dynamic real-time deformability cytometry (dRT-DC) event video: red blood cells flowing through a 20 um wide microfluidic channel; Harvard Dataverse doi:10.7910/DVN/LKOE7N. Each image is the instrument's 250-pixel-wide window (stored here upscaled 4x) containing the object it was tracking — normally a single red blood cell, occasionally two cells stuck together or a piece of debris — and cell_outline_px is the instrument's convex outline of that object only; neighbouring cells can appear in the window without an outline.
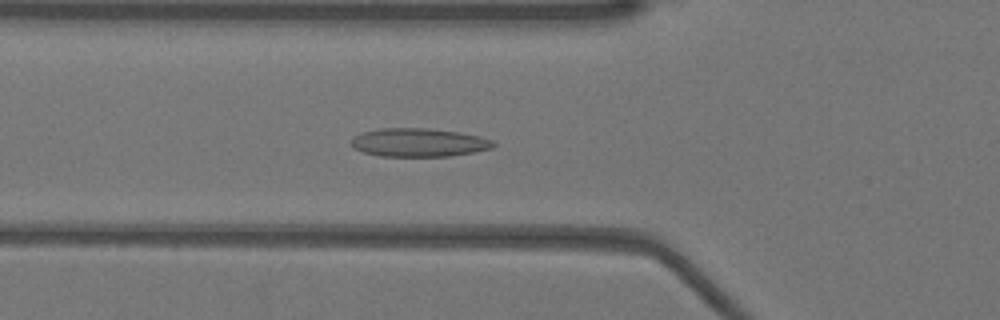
{"species": "Egyptian fruit bat (a non-hibernating species)", "species_latin": "Rousettus aegyptiacus", "temperature_condition": "warm", "stored_images_in_passage": 35, "camera_frame_rate_fps": 3000, "um_per_image_px": 0.085, "animal": {"sex": "female"}, "frame": {"image": 1, "passage_image": 17, "time_ms": 5.333, "image_size_px": [1000, 320], "cell_outline_px": [[496, 144], [492, 148], [472, 152], [448, 156], [380, 156], [364, 152], [352, 148], [352, 136], [360, 132], [376, 128], [428, 128], [456, 132], [480, 136], [492, 140]], "centroid_in_image_um": [35.54, 12.1], "position_along_channel_um": 90.3, "area_um2": 23.58}}
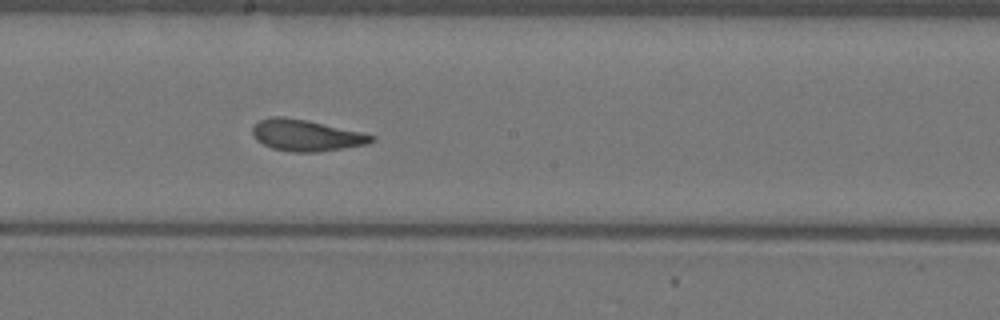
{"frame": {"image": 2, "passage_image": 27, "time_ms": 8.667, "image_size_px": [1000, 320], "cell_outline_px": [[376, 140], [368, 144], [316, 152], [292, 152], [272, 148], [256, 140], [252, 136], [252, 124], [260, 120], [272, 116], [284, 116], [308, 120], [360, 132], [376, 136]], "centroid_in_image_um": [25.99, 11.49], "position_along_channel_um": 222.2, "area_um2": 21.85}}
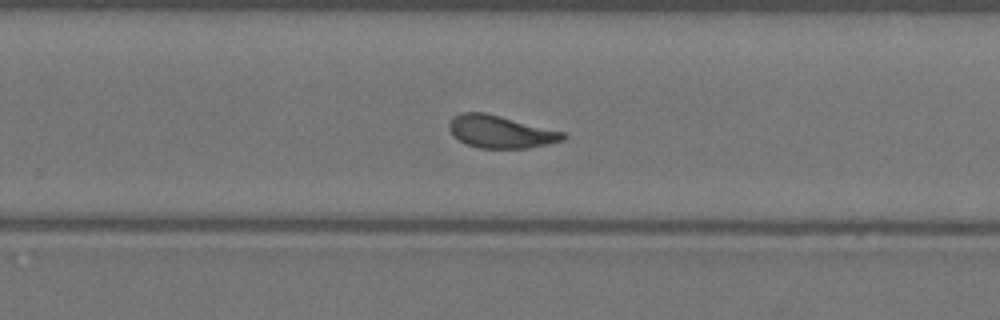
{"frame": {"image": 3, "passage_image": 32, "time_ms": 10.333, "image_size_px": [1000, 320], "cell_outline_px": [[568, 136], [564, 140], [548, 144], [528, 148], [480, 148], [468, 144], [452, 136], [448, 128], [448, 124], [456, 116], [464, 112], [484, 112], [564, 132]], "centroid_in_image_um": [42.56, 11.21], "position_along_channel_um": 287.2, "area_um2": 21.39}}